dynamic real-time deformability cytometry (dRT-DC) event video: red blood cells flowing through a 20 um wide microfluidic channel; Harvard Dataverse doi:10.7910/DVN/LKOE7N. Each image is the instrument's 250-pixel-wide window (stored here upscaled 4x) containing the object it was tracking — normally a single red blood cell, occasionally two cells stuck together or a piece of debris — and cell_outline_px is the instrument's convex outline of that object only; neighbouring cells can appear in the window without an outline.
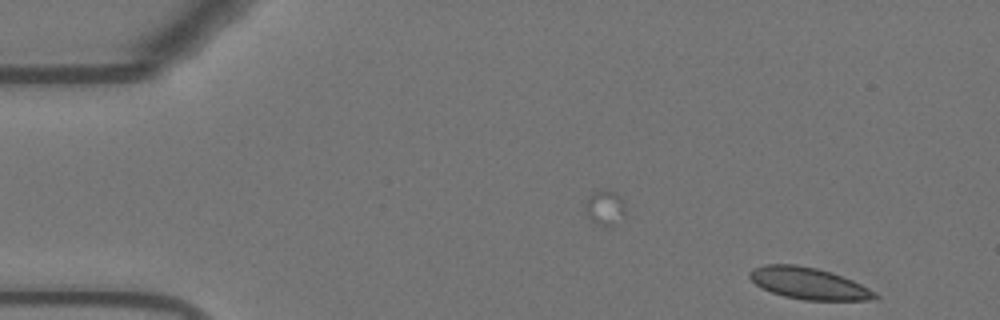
{"species": "Egyptian fruit bat (a non-hibernating species)", "species_latin": "Rousettus aegyptiacus", "temperature_condition": "warm", "stored_images_in_passage": 51, "camera_frame_rate_fps": 3000, "um_per_image_px": 0.085, "animal": {"sex": "female"}, "frame": {"image": 1, "passage_image": 1, "time_ms": 0.0, "image_size_px": [1000, 320], "cell_outline_px": [[880, 296], [876, 300], [804, 300], [784, 296], [760, 288], [748, 276], [748, 272], [752, 268], [764, 264], [796, 264], [816, 268], [852, 280], [876, 292]], "centroid_in_image_um": [68.71, 24.09], "position_along_channel_um": 16.3, "area_um2": 23.12}}
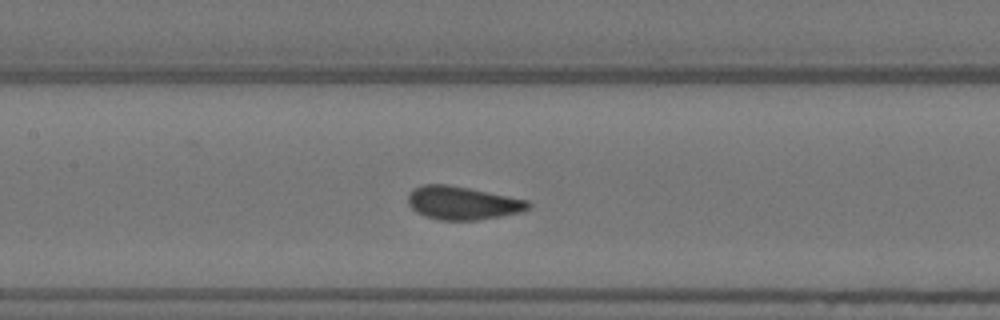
{"frame": {"image": 2, "passage_image": 22, "time_ms": 7.0, "image_size_px": [1000, 320], "cell_outline_px": [[532, 208], [520, 212], [500, 216], [476, 220], [440, 220], [424, 216], [416, 212], [408, 204], [408, 196], [412, 188], [424, 184], [448, 184], [528, 200], [532, 204]], "centroid_in_image_um": [39.3, 17.25], "position_along_channel_um": 168.1, "area_um2": 23.35}}
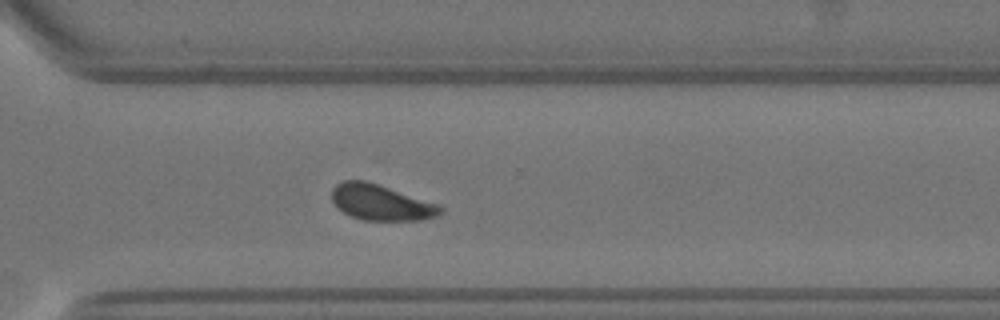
{"frame": {"image": 3, "passage_image": 36, "time_ms": 11.667, "image_size_px": [1000, 320], "cell_outline_px": [[444, 208], [436, 216], [420, 220], [364, 220], [352, 216], [344, 212], [332, 200], [332, 188], [336, 184], [344, 180], [368, 180], [440, 204]], "centroid_in_image_um": [32.41, 17.19], "position_along_channel_um": 338.2, "area_um2": 22.66}, "authors_computed_cell_mechanics": {"area_um2": 23.12, "velocity_mm_per_s": 3.6588, "shape_relaxation_time_tau1_ms": 7.0076, "shape_relaxation_time_tau2_ms": null, "deformation_change_tau1": 0.1227, "deformation_change_tau2": null}}